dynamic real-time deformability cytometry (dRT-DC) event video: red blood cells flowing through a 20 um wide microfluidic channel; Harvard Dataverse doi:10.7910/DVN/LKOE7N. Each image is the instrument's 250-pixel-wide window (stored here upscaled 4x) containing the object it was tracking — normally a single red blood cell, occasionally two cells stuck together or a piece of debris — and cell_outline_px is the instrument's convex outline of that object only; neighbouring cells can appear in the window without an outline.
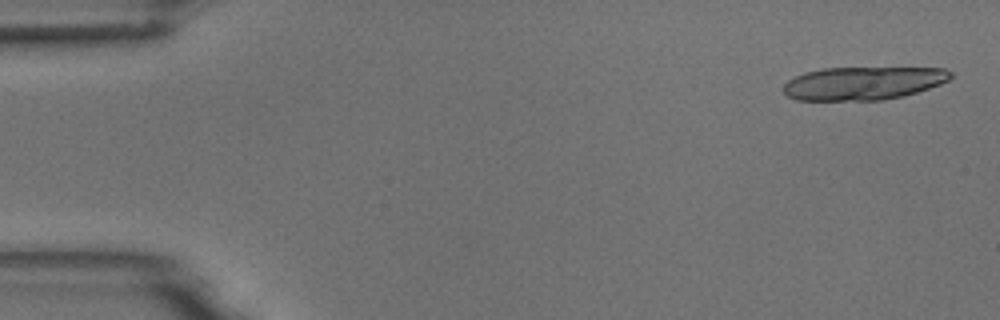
{"species": "common noctule bat (a hibernating species)", "species_latin": "Nyctalus noctula", "temperature_condition": "room temperature", "stored_images_in_passage": 8, "camera_frame_rate_fps": 3000, "um_per_image_px": 0.085, "animal": {"sex": "male", "body_mass_g": 18.8}, "frame": {"image": 1, "passage_image": 1, "time_ms": 0.0, "image_size_px": [1000, 320], "cell_outline_px": [[952, 76], [948, 80], [940, 84], [904, 96], [880, 100], [796, 100], [788, 96], [784, 92], [784, 84], [788, 80], [804, 72], [824, 68], [944, 68], [952, 72]], "centroid_in_image_um": [73.36, 7.07], "position_along_channel_um": 11.6, "area_um2": 32.19}}
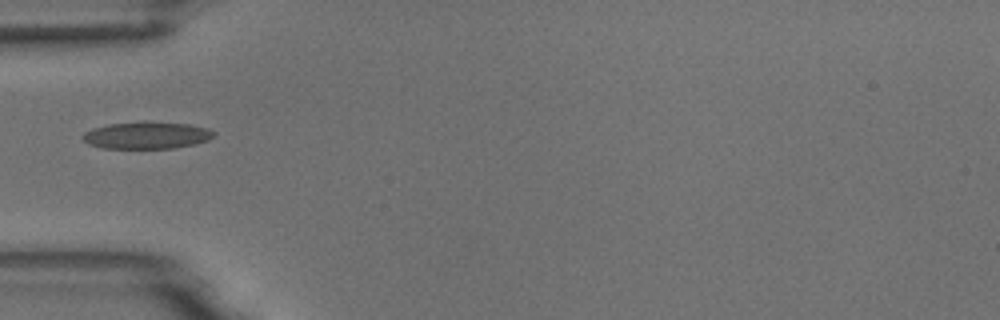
{"frame": {"image": 2, "passage_image": 5, "time_ms": 1.333, "image_size_px": [1000, 320], "cell_outline_px": [[216, 132], [208, 140], [196, 144], [172, 148], [104, 148], [88, 144], [80, 136], [84, 132], [92, 128], [108, 124], [188, 124], [208, 128]], "centroid_in_image_um": [12.45, 11.54], "position_along_channel_um": 72.6, "area_um2": 19.83}}